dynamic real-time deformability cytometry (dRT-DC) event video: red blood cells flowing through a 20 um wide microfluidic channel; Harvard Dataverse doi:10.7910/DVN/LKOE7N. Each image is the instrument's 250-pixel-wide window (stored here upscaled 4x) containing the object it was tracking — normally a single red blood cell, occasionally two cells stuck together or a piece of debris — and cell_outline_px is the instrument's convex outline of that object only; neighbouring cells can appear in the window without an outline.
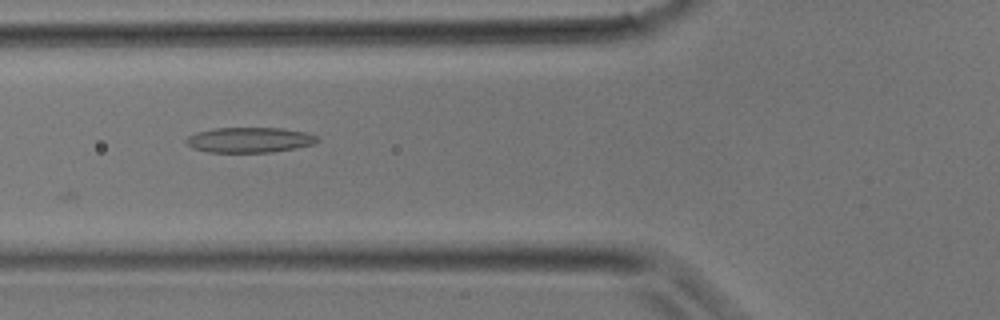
{"species": "common noctule bat (a hibernating species)", "species_latin": "Nyctalus noctula", "temperature_condition": "room temperature", "stored_images_in_passage": 18, "camera_frame_rate_fps": 3000, "um_per_image_px": 0.085, "animal": {"sex": "male", "body_mass_g": 17.9}, "frame": {"image": 1, "passage_image": 3, "time_ms": 0.667, "image_size_px": [1000, 320], "cell_outline_px": [[320, 140], [312, 144], [272, 152], [208, 152], [192, 148], [184, 140], [188, 136], [196, 132], [216, 128], [280, 128], [308, 132], [320, 136]], "centroid_in_image_um": [21.22, 11.88], "position_along_channel_um": 104.6, "area_um2": 19.31}}
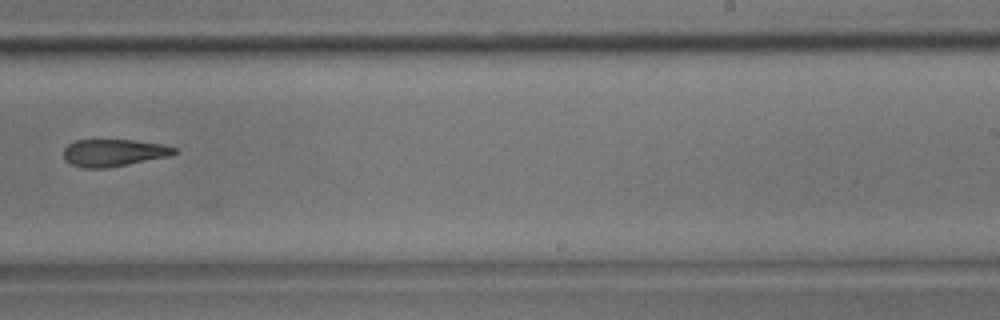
{"frame": {"image": 2, "passage_image": 12, "time_ms": 3.667, "image_size_px": [1000, 320], "cell_outline_px": [[176, 152], [168, 156], [128, 164], [104, 168], [84, 168], [72, 164], [64, 160], [64, 148], [68, 144], [76, 140], [132, 140], [164, 144], [176, 148]], "centroid_in_image_um": [9.64, 12.98], "position_along_channel_um": 279.4, "area_um2": 17.4}}
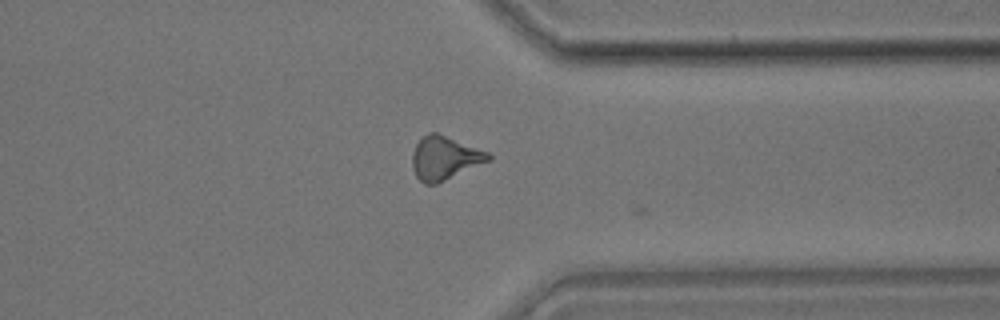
{"frame": {"image": 3, "passage_image": 17, "time_ms": 5.333, "image_size_px": [1000, 320], "cell_outline_px": [[492, 160], [436, 184], [424, 184], [416, 176], [412, 168], [412, 152], [416, 144], [428, 132], [436, 132], [488, 152], [492, 156]], "centroid_in_image_um": [37.79, 13.44], "position_along_channel_um": 373.6, "area_um2": 19.25}}